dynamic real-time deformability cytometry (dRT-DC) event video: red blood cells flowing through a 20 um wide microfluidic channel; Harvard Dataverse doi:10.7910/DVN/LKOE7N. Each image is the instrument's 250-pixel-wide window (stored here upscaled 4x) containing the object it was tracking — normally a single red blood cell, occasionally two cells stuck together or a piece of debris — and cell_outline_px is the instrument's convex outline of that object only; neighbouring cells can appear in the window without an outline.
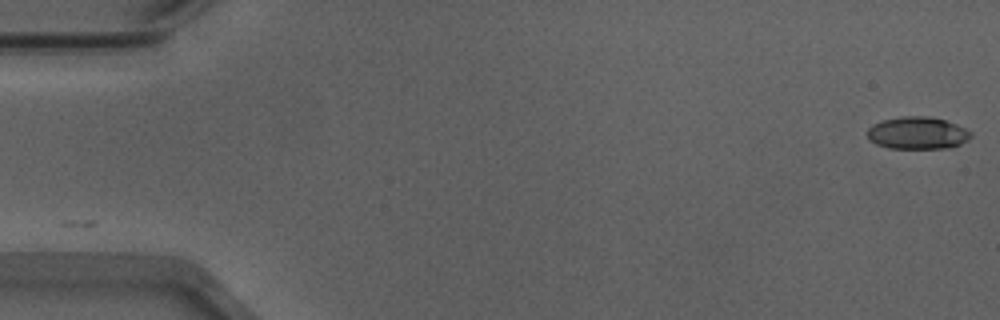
{"species": "Egyptian fruit bat (a non-hibernating species)", "species_latin": "Rousettus aegyptiacus", "temperature_condition": "warm", "stored_images_in_passage": 53, "camera_frame_rate_fps": 3000, "um_per_image_px": 0.085, "animal": {"sex": "male"}, "frame": {"image": 1, "passage_image": 1, "time_ms": 0.0, "image_size_px": [1000, 320], "cell_outline_px": [[972, 136], [968, 140], [960, 144], [948, 148], [888, 148], [876, 144], [868, 140], [868, 128], [872, 124], [880, 120], [900, 116], [928, 116], [944, 120], [956, 124], [972, 132]], "centroid_in_image_um": [77.96, 11.3], "position_along_channel_um": 7.0, "area_um2": 19.65}}
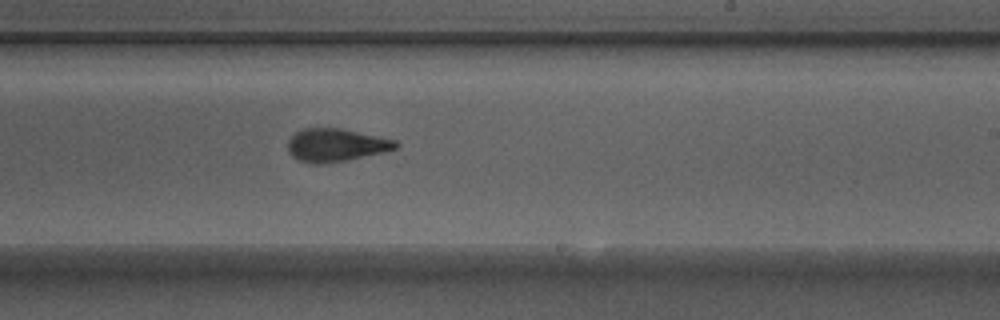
{"frame": {"image": 2, "passage_image": 32, "time_ms": 10.333, "image_size_px": [1000, 320], "cell_outline_px": [[400, 144], [396, 148], [384, 152], [348, 160], [320, 164], [312, 164], [300, 160], [292, 156], [288, 152], [288, 140], [296, 132], [304, 128], [340, 128], [396, 140]], "centroid_in_image_um": [28.55, 12.33], "position_along_channel_um": 260.5, "area_um2": 20.69}}
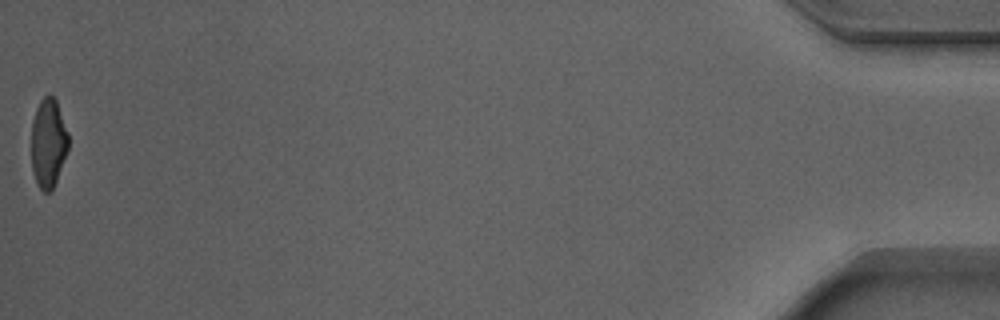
{"frame": {"image": 3, "passage_image": 53, "time_ms": 17.333, "image_size_px": [1000, 320], "cell_outline_px": [[68, 148], [52, 192], [44, 192], [40, 188], [36, 180], [32, 168], [32, 120], [36, 108], [40, 100], [48, 92], [56, 100], [68, 132]], "centroid_in_image_um": [4.1, 12.13], "position_along_channel_um": 431.1, "area_um2": 19.13}, "authors_computed_cell_mechanics": {"area_um2": 20.519, "velocity_mm_per_s": 3.9119, "shape_relaxation_time_tau1_ms": 2.8273, "shape_relaxation_time_tau2_ms": 1.7978, "deformation_change_tau1": 0.1769, "deformation_change_tau2": 0.1053}}